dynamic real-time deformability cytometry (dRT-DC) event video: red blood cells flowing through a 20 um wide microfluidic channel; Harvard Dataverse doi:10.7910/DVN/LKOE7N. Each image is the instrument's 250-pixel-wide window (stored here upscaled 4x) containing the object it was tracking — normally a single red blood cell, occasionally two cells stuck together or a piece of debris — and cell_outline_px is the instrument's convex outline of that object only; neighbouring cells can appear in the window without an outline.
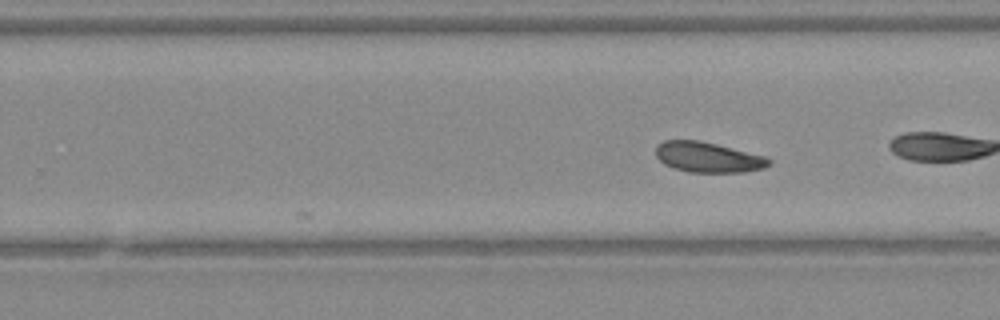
{"species": "Egyptian fruit bat (a non-hibernating species)", "species_latin": "Rousettus aegyptiacus", "temperature_condition": "warm", "stored_images_in_passage": 22, "camera_frame_rate_fps": 3000, "um_per_image_px": 0.085, "animal": {"sex": "female"}, "frame": {"image": 1, "passage_image": 22, "time_ms": 7.0, "image_size_px": [1000, 320], "cell_outline_px": [[772, 164], [764, 168], [744, 172], [688, 172], [672, 168], [664, 164], [656, 156], [656, 148], [664, 140], [700, 140], [764, 156], [772, 160]], "centroid_in_image_um": [60.18, 13.37], "position_along_channel_um": 269.6, "area_um2": 19.94}}